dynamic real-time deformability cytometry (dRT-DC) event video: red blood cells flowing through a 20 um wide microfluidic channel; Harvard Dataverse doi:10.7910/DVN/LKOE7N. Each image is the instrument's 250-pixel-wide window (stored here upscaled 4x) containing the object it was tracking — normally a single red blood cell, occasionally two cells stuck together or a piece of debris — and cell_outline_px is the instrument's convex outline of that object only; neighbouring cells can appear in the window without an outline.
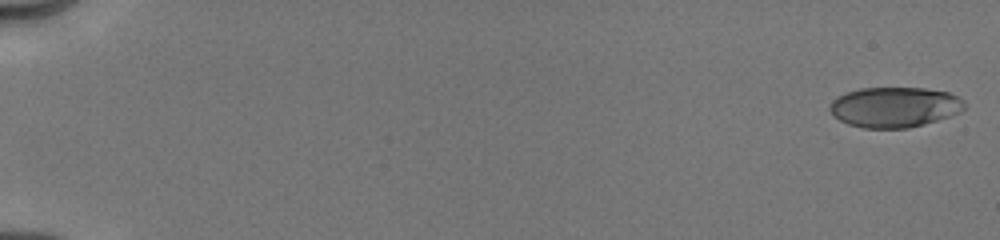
{"species": "human", "species_latin": "Homo sapiens", "temperature_condition": "cold", "stored_images_in_passage": 40, "camera_frame_rate_fps": 3000, "um_per_image_px": 0.085, "donor": {"sex": "male"}, "frame": {"image": 1, "passage_image": 1, "time_ms": 0.0, "image_size_px": [1000, 240], "cell_outline_px": [[964, 108], [960, 112], [924, 124], [908, 128], [864, 128], [848, 124], [832, 116], [828, 108], [828, 104], [832, 100], [848, 92], [860, 88], [924, 88], [948, 92], [964, 100]], "centroid_in_image_um": [76.0, 9.11], "position_along_channel_um": 9.0, "area_um2": 31.56}}
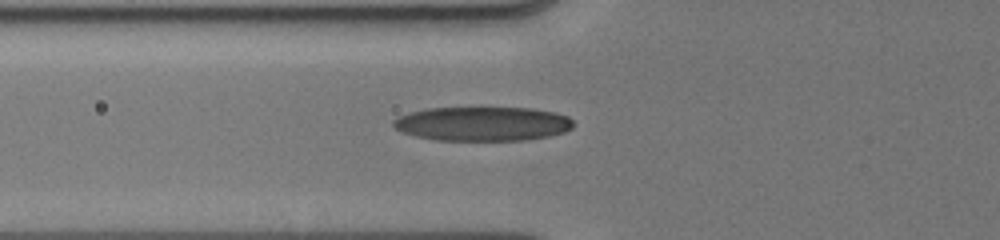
{"frame": {"image": 2, "passage_image": 28, "time_ms": 6.667, "image_size_px": [1000, 240], "cell_outline_px": [[572, 128], [564, 132], [548, 136], [524, 140], [436, 140], [416, 136], [404, 132], [396, 128], [392, 124], [392, 120], [408, 112], [428, 108], [480, 104], [532, 108], [556, 112], [568, 116], [572, 120]], "centroid_in_image_um": [41.01, 10.46], "position_along_channel_um": 84.8, "area_um2": 37.34}}
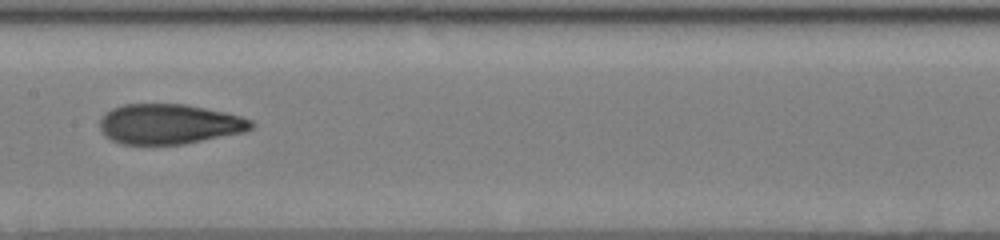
{"frame": {"image": 3, "passage_image": 39, "time_ms": 9.333, "image_size_px": [1000, 240], "cell_outline_px": [[256, 124], [252, 128], [244, 132], [184, 144], [120, 144], [104, 136], [100, 128], [100, 116], [104, 112], [112, 108], [124, 104], [184, 104], [224, 112], [240, 116], [252, 120]], "centroid_in_image_um": [14.35, 10.54], "position_along_channel_um": 193.0, "area_um2": 35.49}}